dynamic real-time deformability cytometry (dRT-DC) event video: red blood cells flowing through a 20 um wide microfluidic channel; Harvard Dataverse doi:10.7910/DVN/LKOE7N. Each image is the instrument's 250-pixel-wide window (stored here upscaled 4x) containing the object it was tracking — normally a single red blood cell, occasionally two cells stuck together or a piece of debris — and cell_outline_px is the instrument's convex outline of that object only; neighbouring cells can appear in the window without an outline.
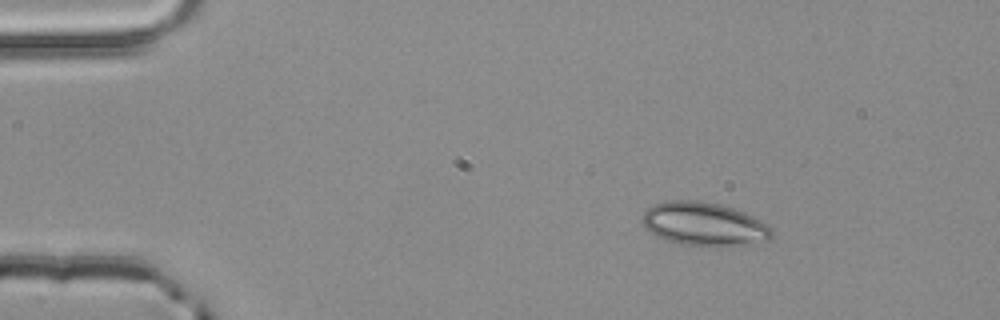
{"species": "common noctule bat (a hibernating species)", "species_latin": "Nyctalus noctula", "temperature_condition": "room temperature", "stored_images_in_passage": 3, "camera_frame_rate_fps": 3000, "um_per_image_px": 0.085, "animal": {"sex": "male", "body_mass_g": 20.4}, "frame": {"image": 1, "passage_image": 1, "time_ms": 0.0, "image_size_px": [1000, 320], "cell_outline_px": [[772, 240], [748, 244], [720, 248], [708, 248], [684, 244], [668, 240], [656, 236], [644, 228], [644, 208], [652, 204], [664, 200], [696, 200], [720, 204], [744, 212], [768, 224], [772, 228]], "centroid_in_image_um": [59.86, 19.06], "position_along_channel_um": 25.1, "area_um2": 33.52}}